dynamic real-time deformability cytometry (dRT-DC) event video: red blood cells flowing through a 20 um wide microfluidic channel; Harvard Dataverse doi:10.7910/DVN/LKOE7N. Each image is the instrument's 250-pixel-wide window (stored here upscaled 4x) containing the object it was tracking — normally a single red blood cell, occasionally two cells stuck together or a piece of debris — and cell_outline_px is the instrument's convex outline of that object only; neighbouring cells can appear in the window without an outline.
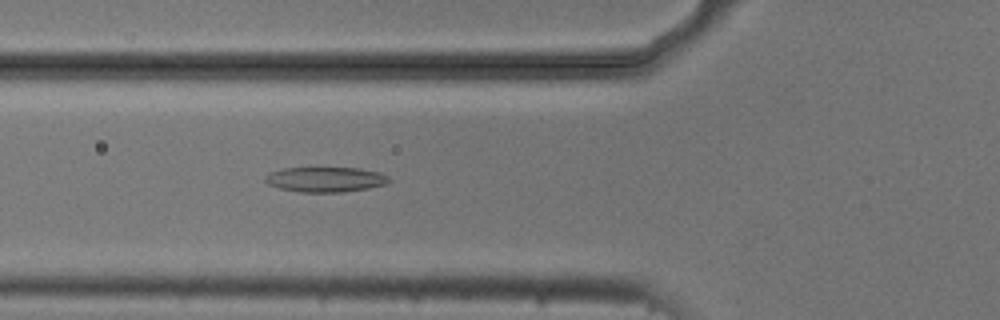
{"species": "common noctule bat (a hibernating species)", "species_latin": "Nyctalus noctula", "temperature_condition": "cold", "stored_images_in_passage": 46, "camera_frame_rate_fps": 3000, "um_per_image_px": 0.085, "animal": {"sex": "male", "body_mass_g": 20.5, "forearm_length_mm": 52.5}, "frame": {"image": 1, "passage_image": 12, "time_ms": 3.667, "image_size_px": [1000, 320], "cell_outline_px": [[392, 180], [388, 184], [368, 188], [340, 192], [300, 192], [280, 188], [268, 184], [264, 180], [264, 176], [272, 172], [284, 168], [360, 168], [380, 172], [388, 176]], "centroid_in_image_um": [27.71, 15.25], "position_along_channel_um": 98.1, "area_um2": 18.09}}
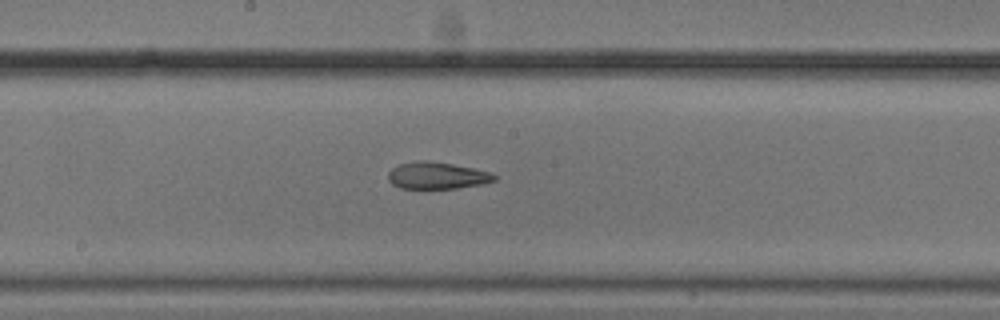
{"frame": {"image": 2, "passage_image": 21, "time_ms": 6.667, "image_size_px": [1000, 320], "cell_outline_px": [[496, 180], [480, 184], [456, 188], [400, 188], [392, 184], [388, 180], [388, 172], [392, 168], [400, 164], [420, 160], [428, 160], [452, 164], [472, 168], [488, 172], [496, 176]], "centroid_in_image_um": [37.1, 14.92], "position_along_channel_um": 211.1, "area_um2": 16.42}}
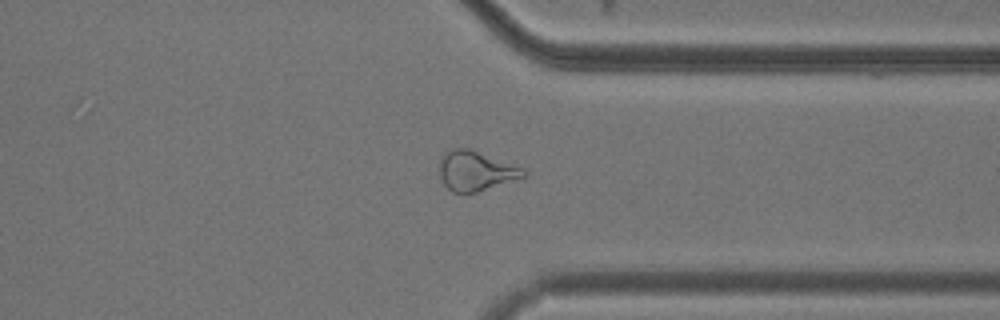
{"frame": {"image": 3, "passage_image": 34, "time_ms": 11.0, "image_size_px": [1000, 320], "cell_outline_px": [[528, 176], [476, 192], [452, 192], [444, 184], [440, 176], [440, 160], [444, 152], [452, 148], [468, 148], [524, 168], [528, 172]], "centroid_in_image_um": [40.46, 14.52], "position_along_channel_um": 370.9, "area_um2": 19.36}, "authors_computed_cell_mechanics": {"area_um2": 19.0162, "velocity_mm_per_s": 3.7292, "shape_relaxation_time_tau1_ms": null, "shape_relaxation_time_tau2_ms": 5.9173, "deformation_change_tau1": null, "deformation_change_tau2": 0.154}}